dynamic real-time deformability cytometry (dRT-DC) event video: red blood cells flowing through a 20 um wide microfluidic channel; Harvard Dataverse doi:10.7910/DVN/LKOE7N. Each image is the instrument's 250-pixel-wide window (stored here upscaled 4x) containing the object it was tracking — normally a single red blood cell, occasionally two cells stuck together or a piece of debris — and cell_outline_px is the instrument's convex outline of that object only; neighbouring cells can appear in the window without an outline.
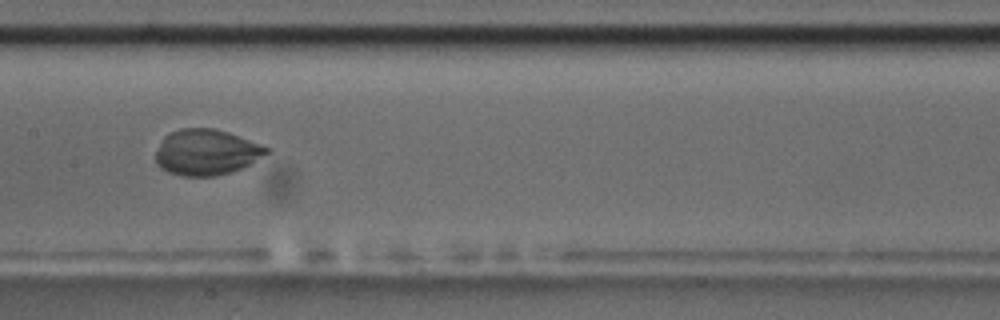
{"species": "common noctule bat (a hibernating species)", "species_latin": "Nyctalus noctula", "temperature_condition": "room temperature", "stored_images_in_passage": 49, "camera_frame_rate_fps": 3000, "um_per_image_px": 0.085, "animal": {"sex": "male", "body_mass_g": 17.5, "forearm_length_mm": 52.3}, "frame": {"image": 1, "passage_image": 22, "time_ms": 7.0, "image_size_px": [1000, 320], "cell_outline_px": [[272, 148], [268, 152], [248, 164], [240, 168], [216, 176], [180, 176], [168, 172], [160, 168], [156, 164], [156, 152], [164, 136], [180, 128], [216, 128], [228, 132]], "centroid_in_image_um": [17.51, 12.93], "position_along_channel_um": 189.9, "area_um2": 29.42}}